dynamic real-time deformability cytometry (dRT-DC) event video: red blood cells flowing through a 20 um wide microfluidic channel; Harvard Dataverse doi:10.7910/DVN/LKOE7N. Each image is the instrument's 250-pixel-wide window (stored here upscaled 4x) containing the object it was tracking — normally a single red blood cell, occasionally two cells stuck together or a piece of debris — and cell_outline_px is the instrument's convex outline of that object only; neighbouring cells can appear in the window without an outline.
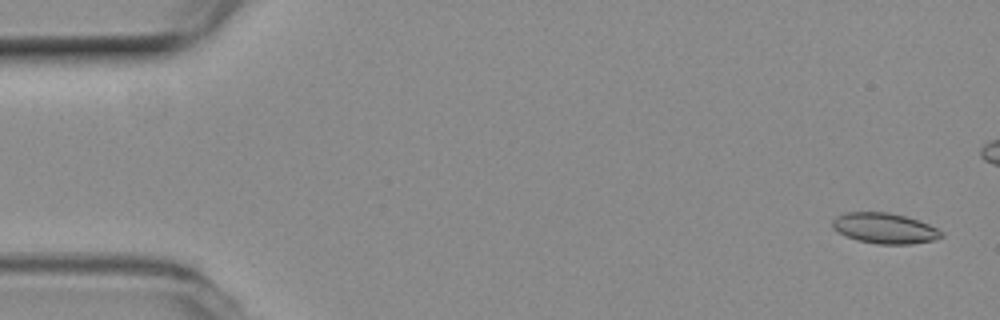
{"species": "common noctule bat (a hibernating species)", "species_latin": "Nyctalus noctula", "temperature_condition": "room temperature", "stored_images_in_passage": 54, "camera_frame_rate_fps": 3000, "um_per_image_px": 0.085, "animal": {"sex": "female", "body_mass_g": 19.3, "forearm_length_mm": 54.1}, "frame": {"image": 1, "passage_image": 2, "time_ms": 0.333, "image_size_px": [1000, 320], "cell_outline_px": [[944, 236], [932, 240], [912, 244], [876, 244], [856, 240], [836, 232], [832, 228], [832, 220], [836, 216], [844, 212], [888, 212], [904, 216], [928, 224], [944, 232]], "centroid_in_image_um": [75.15, 19.4], "position_along_channel_um": 9.9, "area_um2": 19.48}}
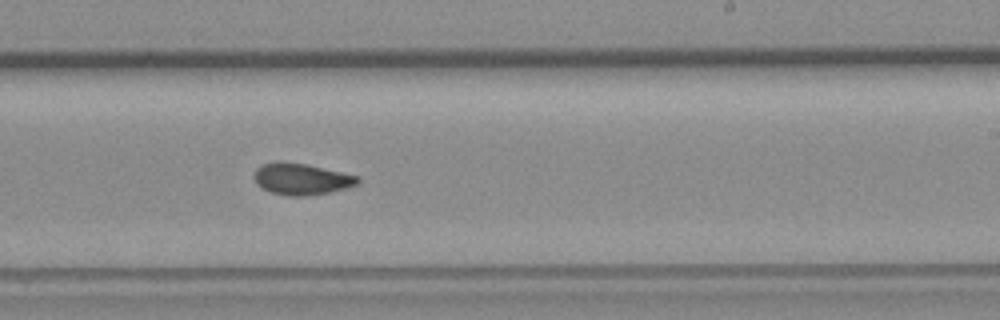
{"frame": {"image": 2, "passage_image": 32, "time_ms": 10.333, "image_size_px": [1000, 320], "cell_outline_px": [[360, 184], [332, 192], [308, 196], [288, 196], [272, 192], [256, 184], [252, 176], [256, 168], [260, 164], [276, 160], [280, 160], [304, 164], [360, 176]], "centroid_in_image_um": [25.6, 15.21], "position_along_channel_um": 263.4, "area_um2": 19.36}}
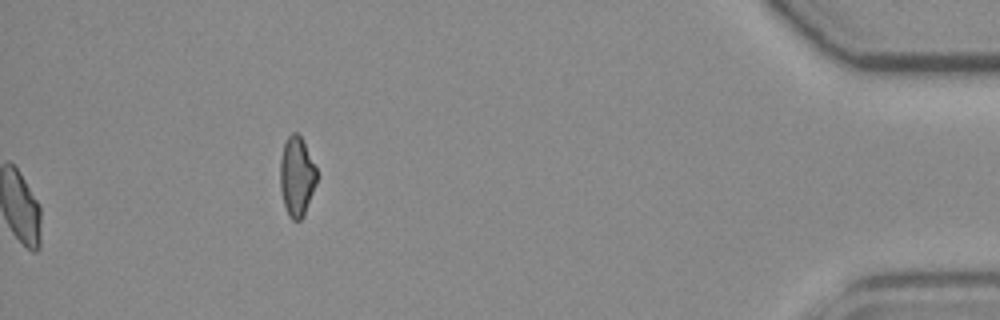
{"frame": {"image": 3, "passage_image": 54, "time_ms": 17.667, "image_size_px": [1000, 320], "cell_outline_px": [[316, 184], [304, 216], [300, 220], [292, 220], [288, 216], [284, 204], [280, 188], [280, 160], [284, 144], [288, 136], [292, 132], [296, 132], [304, 140], [316, 168]], "centroid_in_image_um": [25.22, 15.0], "position_along_channel_um": 410.0, "area_um2": 17.05}, "authors_computed_cell_mechanics": {"area_um2": 18.8717, "velocity_mm_per_s": 3.8459, "shape_relaxation_time_tau1_ms": null, "shape_relaxation_time_tau2_ms": 2.2408, "deformation_change_tau1": null, "deformation_change_tau2": 0.0798}}